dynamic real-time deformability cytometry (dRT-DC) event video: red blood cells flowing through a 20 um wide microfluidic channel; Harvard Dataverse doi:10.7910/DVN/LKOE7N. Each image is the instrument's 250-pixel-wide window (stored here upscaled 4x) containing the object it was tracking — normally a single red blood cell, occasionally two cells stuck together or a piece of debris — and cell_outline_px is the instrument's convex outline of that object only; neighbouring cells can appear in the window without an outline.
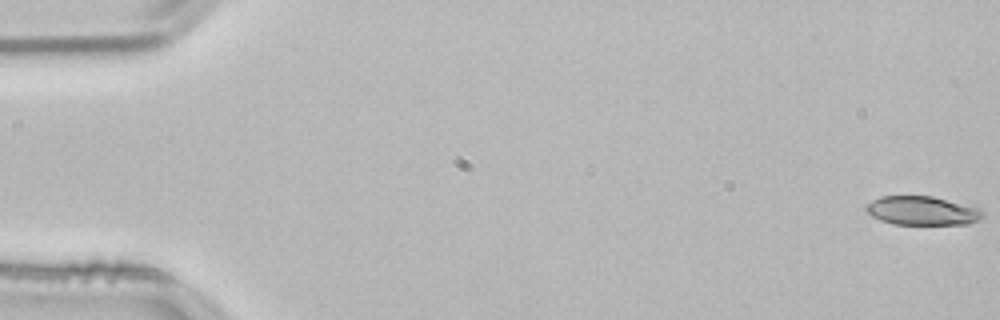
{"species": "common noctule bat (a hibernating species)", "species_latin": "Nyctalus noctula", "temperature_condition": "room temperature", "stored_images_in_passage": 11, "camera_frame_rate_fps": 3000, "um_per_image_px": 0.085, "animal": {"sex": "male", "body_mass_g": 21.5, "forearm_length_mm": 52.0}, "frame": {"image": 1, "passage_image": 1, "time_ms": 0.0, "image_size_px": [1000, 320], "cell_outline_px": [[984, 216], [968, 224], [892, 224], [880, 220], [872, 216], [864, 208], [864, 204], [880, 196], [932, 196], [980, 208], [984, 212]], "centroid_in_image_um": [78.35, 17.9], "position_along_channel_um": 6.6, "area_um2": 19.65}}